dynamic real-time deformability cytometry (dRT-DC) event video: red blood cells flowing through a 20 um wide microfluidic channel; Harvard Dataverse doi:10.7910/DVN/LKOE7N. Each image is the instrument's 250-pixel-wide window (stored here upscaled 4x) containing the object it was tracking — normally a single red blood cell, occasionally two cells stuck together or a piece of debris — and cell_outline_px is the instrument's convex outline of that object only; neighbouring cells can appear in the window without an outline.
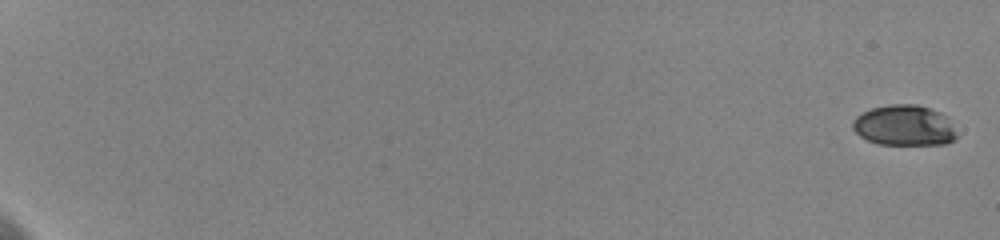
{"species": "human", "species_latin": "Homo sapiens", "temperature_condition": "cold", "stored_images_in_passage": 13, "camera_frame_rate_fps": 3000, "um_per_image_px": 0.085, "donor": {"sex": "female"}, "frame": {"image": 1, "passage_image": 1, "time_ms": 0.0, "image_size_px": [1000, 240], "cell_outline_px": [[956, 136], [952, 140], [944, 144], [880, 144], [868, 140], [860, 136], [852, 128], [852, 120], [856, 116], [872, 108], [888, 104], [916, 104], [940, 112], [944, 116], [952, 128]], "centroid_in_image_um": [76.79, 10.65], "position_along_channel_um": 8.2, "area_um2": 24.16}}
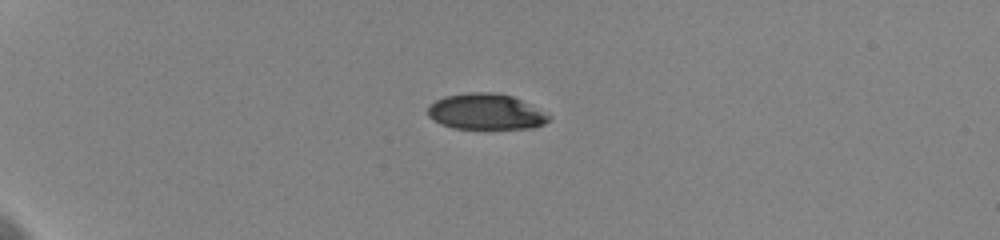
{"frame": {"image": 2, "passage_image": 6, "time_ms": 5.667, "image_size_px": [1000, 240], "cell_outline_px": [[552, 116], [544, 124], [532, 128], [452, 128], [440, 124], [432, 120], [428, 116], [428, 108], [436, 100], [444, 96], [468, 92], [496, 92], [512, 96]], "centroid_in_image_um": [41.27, 9.49], "position_along_channel_um": 43.7, "area_um2": 25.14}}
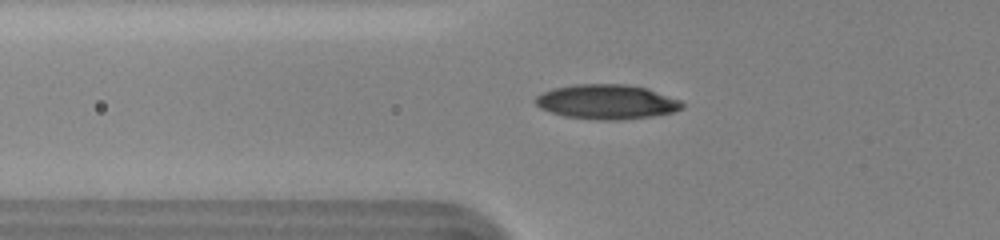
{"frame": {"image": 3, "passage_image": 9, "time_ms": 8.0, "image_size_px": [1000, 240], "cell_outline_px": [[684, 108], [672, 112], [652, 116], [620, 120], [600, 120], [564, 116], [540, 108], [536, 104], [536, 96], [552, 88], [576, 84], [624, 84], [648, 88], [680, 100], [684, 104]], "centroid_in_image_um": [51.59, 8.65], "position_along_channel_um": 74.2, "area_um2": 29.54}}